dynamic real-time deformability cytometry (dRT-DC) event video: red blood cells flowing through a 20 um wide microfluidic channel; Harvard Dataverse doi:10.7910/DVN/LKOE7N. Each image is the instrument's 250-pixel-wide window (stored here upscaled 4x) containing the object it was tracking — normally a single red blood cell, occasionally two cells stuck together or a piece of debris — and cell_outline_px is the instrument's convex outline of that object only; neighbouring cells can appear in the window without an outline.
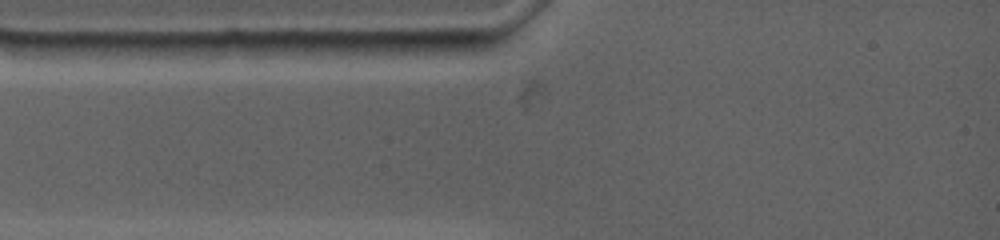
{"species": "common noctule bat (a hibernating species)", "species_latin": "Nyctalus noctula", "temperature_condition": "warm", "stored_images_in_passage": 2, "segment_of_instrument_passage": [1, 2], "camera_frame_rate_fps": 4500, "um_per_image_px": 0.085, "animal": {"sex": "female", "body_mass_g": 19.0, "forearm_length_mm": 53.3}, "frame": {"image": 1, "passage_image": 1, "time_ms": 0.0, "image_size_px": [1000, 240], "cell_outline_px": [[196, 44], [180, 60], [56, 60], [32, 44], [76, 40], [92, 40]], "centroid_in_image_um": [9.71, 4.28], "position_along_channel_um": 75.3, "area_um2": 19.25}}